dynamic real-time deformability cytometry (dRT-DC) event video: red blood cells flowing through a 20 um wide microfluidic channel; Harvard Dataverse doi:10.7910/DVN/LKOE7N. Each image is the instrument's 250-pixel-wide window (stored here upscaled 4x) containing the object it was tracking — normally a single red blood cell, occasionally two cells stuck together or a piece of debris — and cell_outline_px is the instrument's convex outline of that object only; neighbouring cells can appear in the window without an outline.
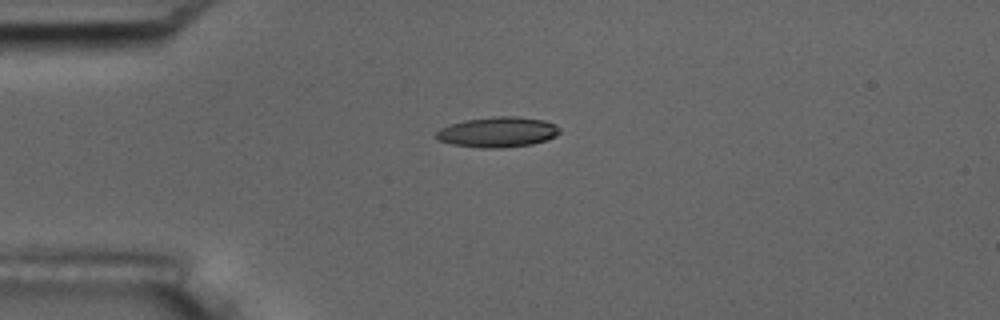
{"species": "common noctule bat (a hibernating species)", "species_latin": "Nyctalus noctula", "temperature_condition": "room temperature", "stored_images_in_passage": 14, "camera_frame_rate_fps": 3000, "um_per_image_px": 0.085, "animal": {"sex": "male", "body_mass_g": 17.5, "forearm_length_mm": 52.3}, "frame": {"image": 1, "passage_image": 3, "time_ms": 3.333, "image_size_px": [1000, 320], "cell_outline_px": [[560, 132], [556, 136], [532, 144], [500, 148], [480, 148], [452, 144], [440, 140], [436, 136], [436, 132], [440, 128], [448, 124], [464, 120], [492, 116], [516, 116], [544, 120], [556, 124], [560, 128]], "centroid_in_image_um": [42.31, 11.21], "position_along_channel_um": 42.7, "area_um2": 21.91}}
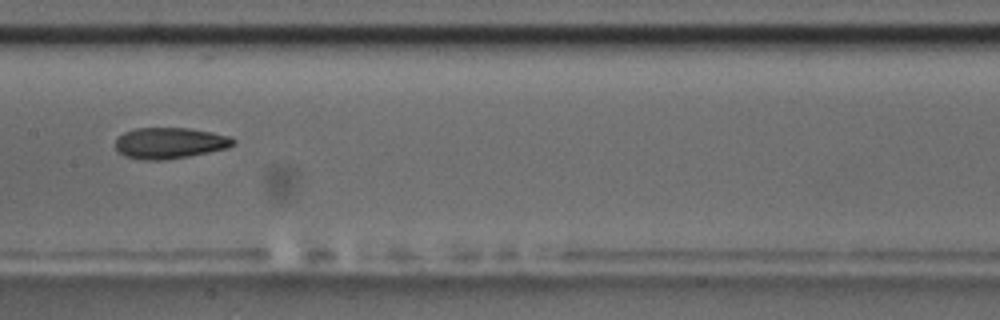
{"frame": {"image": 2, "passage_image": 7, "time_ms": 8.0, "image_size_px": [1000, 320], "cell_outline_px": [[236, 144], [228, 148], [188, 156], [160, 160], [144, 160], [124, 156], [116, 152], [116, 140], [124, 132], [136, 128], [188, 128], [212, 132], [228, 136], [236, 140]], "centroid_in_image_um": [14.42, 12.16], "position_along_channel_um": 193.0, "area_um2": 21.33}, "authors_computed_cell_mechanics": {"area_um2": 21.386, "velocity_mm_per_s": 3.7083, "shape_relaxation_time_tau1_ms": 7.0341, "shape_relaxation_time_tau2_ms": null, "deformation_change_tau1": 0.1692, "deformation_change_tau2": null}}